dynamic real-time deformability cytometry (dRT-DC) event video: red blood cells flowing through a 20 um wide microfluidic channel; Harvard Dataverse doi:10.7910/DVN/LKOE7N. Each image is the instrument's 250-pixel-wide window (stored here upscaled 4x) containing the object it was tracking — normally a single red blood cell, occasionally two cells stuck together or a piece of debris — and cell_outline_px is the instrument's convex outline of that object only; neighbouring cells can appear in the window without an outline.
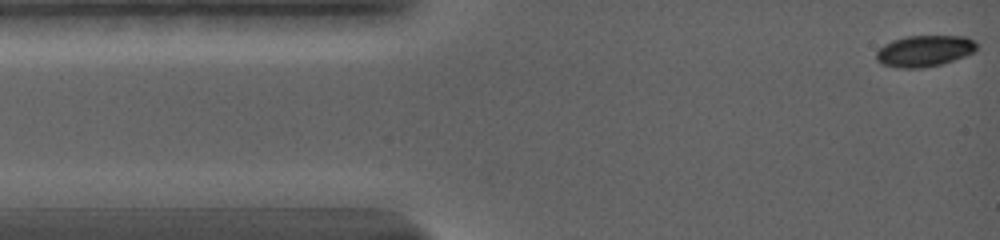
{"species": "common noctule bat (a hibernating species)", "species_latin": "Nyctalus noctula", "temperature_condition": "warm", "stored_images_in_passage": 40, "camera_frame_rate_fps": 5000, "um_per_image_px": 0.085, "animal": {"sex": "female", "body_mass_g": 19.0, "forearm_length_mm": 56.7}, "frame": {"image": 1, "passage_image": 1, "time_ms": 0.0, "image_size_px": [1000, 240], "cell_outline_px": [[976, 48], [972, 52], [964, 56], [940, 64], [924, 68], [896, 68], [880, 64], [876, 60], [876, 52], [884, 44], [892, 40], [908, 36], [964, 36], [972, 40], [976, 44]], "centroid_in_image_um": [78.51, 4.34], "position_along_channel_um": 6.5, "area_um2": 18.21}}
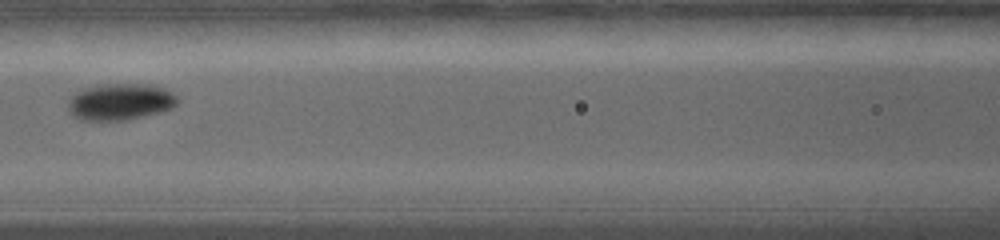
{"frame": {"image": 2, "passage_image": 23, "time_ms": 6.0, "image_size_px": [1000, 240], "cell_outline_px": [[180, 100], [172, 108], [160, 112], [124, 120], [80, 120], [72, 116], [68, 112], [68, 100], [76, 92], [84, 88], [100, 84], [152, 84], [164, 88], [172, 92]], "centroid_in_image_um": [10.2, 8.64], "position_along_channel_um": 156.4, "area_um2": 23.52}}
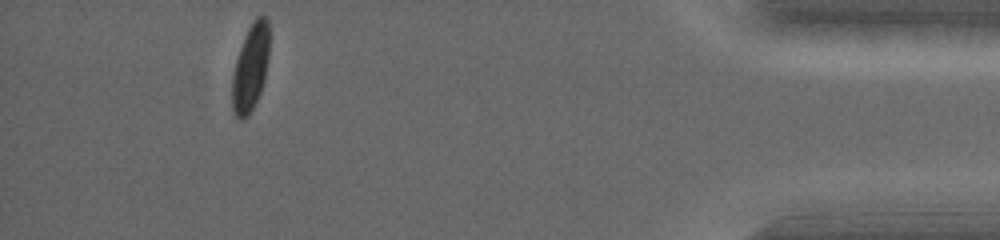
{"frame": {"image": 3, "passage_image": 40, "time_ms": 14.8, "image_size_px": [1000, 240], "cell_outline_px": [[268, 60], [264, 80], [260, 92], [248, 116], [244, 120], [240, 120], [236, 116], [232, 108], [232, 76], [236, 60], [244, 36], [252, 20], [256, 16], [264, 16], [268, 20]], "centroid_in_image_um": [21.28, 5.75], "position_along_channel_um": 413.9, "area_um2": 18.73}, "authors_computed_cell_mechanics": {"area_um2": 20.4612, "velocity_mm_per_s": 3.7331, "shape_relaxation_time_tau1_ms": 1.6679, "shape_relaxation_time_tau2_ms": null, "deformation_change_tau1": 0.1188, "deformation_change_tau2": null}}